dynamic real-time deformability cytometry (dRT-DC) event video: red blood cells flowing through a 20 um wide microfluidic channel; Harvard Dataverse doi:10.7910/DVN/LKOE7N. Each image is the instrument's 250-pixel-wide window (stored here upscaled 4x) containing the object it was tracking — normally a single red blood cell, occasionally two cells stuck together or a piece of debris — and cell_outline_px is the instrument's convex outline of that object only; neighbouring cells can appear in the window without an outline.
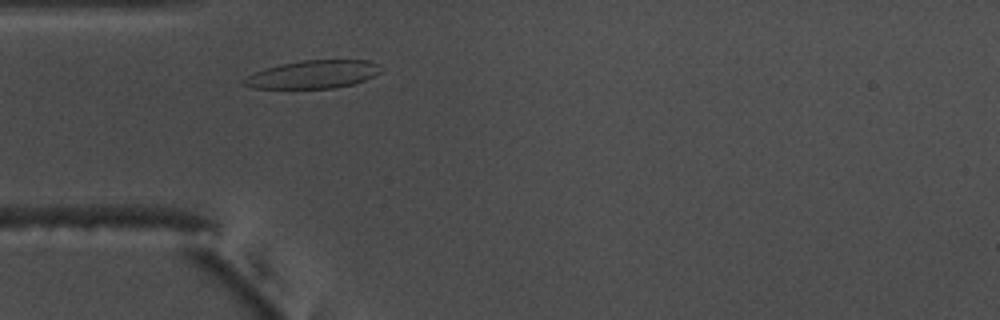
{"species": "common noctule bat (a hibernating species)", "species_latin": "Nyctalus noctula", "temperature_condition": "warm", "stored_images_in_passage": 34, "camera_frame_rate_fps": 3000, "um_per_image_px": 0.085, "animal": {"sex": "male", "body_mass_g": 17.5, "forearm_length_mm": 52.3}, "frame": {"image": 1, "passage_image": 6, "time_ms": 1.667, "image_size_px": [1000, 320], "cell_outline_px": [[384, 68], [380, 72], [364, 80], [352, 84], [332, 88], [256, 88], [240, 84], [240, 80], [256, 72], [280, 64], [304, 60], [368, 60], [380, 64]], "centroid_in_image_um": [26.63, 6.32], "position_along_channel_um": 58.4, "area_um2": 22.25}}
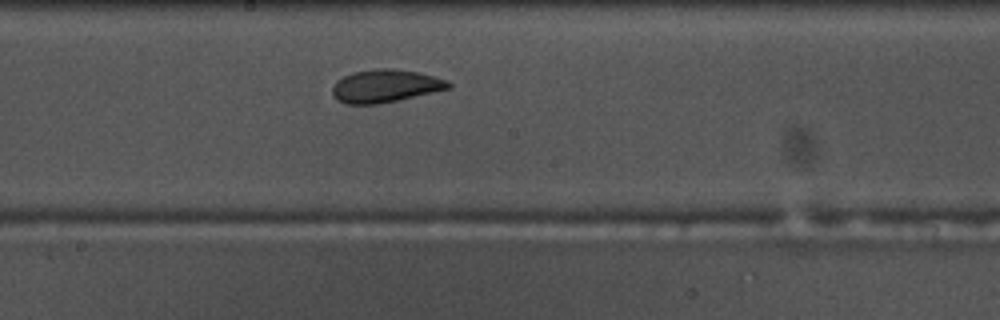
{"frame": {"image": 2, "passage_image": 19, "time_ms": 6.0, "image_size_px": [1000, 320], "cell_outline_px": [[452, 84], [448, 88], [396, 100], [376, 104], [344, 104], [336, 100], [332, 96], [332, 88], [336, 80], [352, 72], [384, 68], [392, 68], [420, 72], [448, 80]], "centroid_in_image_um": [32.7, 7.3], "position_along_channel_um": 215.5, "area_um2": 22.08}}
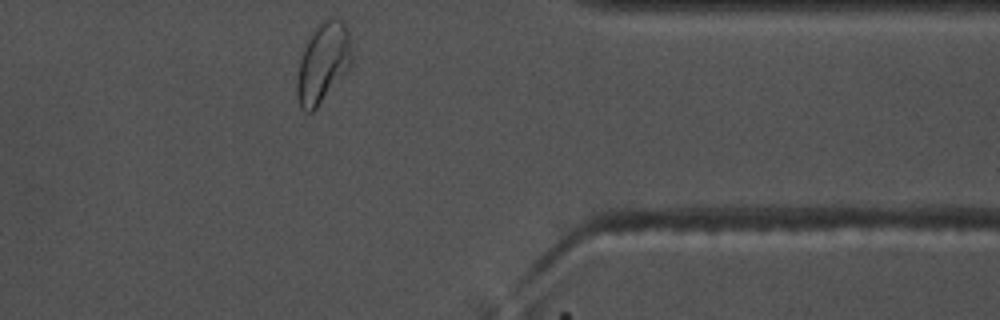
{"frame": {"image": 3, "passage_image": 34, "time_ms": 11.0, "image_size_px": [1000, 320], "cell_outline_px": [[352, 64], [316, 108], [312, 112], [304, 112], [300, 108], [296, 96], [296, 76], [300, 60], [304, 48], [316, 24], [324, 16], [336, 16], [348, 28], [352, 48]], "centroid_in_image_um": [27.45, 5.28], "position_along_channel_um": 384.0, "area_um2": 25.95}, "authors_computed_cell_mechanics": {"area_um2": 21.9062, "velocity_mm_per_s": 3.6847, "shape_relaxation_time_tau1_ms": 3.9986, "shape_relaxation_time_tau2_ms": 1.4816, "deformation_change_tau1": 0.1187, "deformation_change_tau2": 0.0621}}